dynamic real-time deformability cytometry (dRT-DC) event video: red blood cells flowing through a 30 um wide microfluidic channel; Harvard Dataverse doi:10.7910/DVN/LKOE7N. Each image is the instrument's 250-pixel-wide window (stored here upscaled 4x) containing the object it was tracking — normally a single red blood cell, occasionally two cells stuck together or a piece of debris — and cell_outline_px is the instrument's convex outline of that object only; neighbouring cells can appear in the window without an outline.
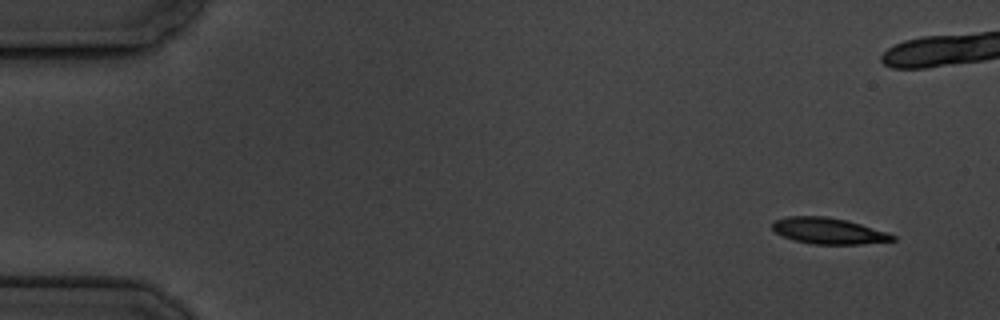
{"species": "common noctule bat (a hibernating species)", "species_latin": "Nyctalus noctula", "temperature_condition": "cold", "stored_images_in_passage": 5, "camera_frame_rate_fps": 3000, "um_per_image_px": 0.085, "animal": {"sex": "male", "body_mass_g": 19.5, "forearm_length_mm": 54.6}, "frame": {"image": 1, "passage_image": 1, "time_ms": 0.0, "image_size_px": [1000, 320], "cell_outline_px": [[896, 240], [860, 244], [812, 244], [792, 240], [776, 232], [772, 228], [772, 224], [776, 220], [788, 216], [824, 216], [848, 220], [888, 232], [896, 236]], "centroid_in_image_um": [70.44, 19.62], "position_along_channel_um": 14.6, "area_um2": 18.32}}